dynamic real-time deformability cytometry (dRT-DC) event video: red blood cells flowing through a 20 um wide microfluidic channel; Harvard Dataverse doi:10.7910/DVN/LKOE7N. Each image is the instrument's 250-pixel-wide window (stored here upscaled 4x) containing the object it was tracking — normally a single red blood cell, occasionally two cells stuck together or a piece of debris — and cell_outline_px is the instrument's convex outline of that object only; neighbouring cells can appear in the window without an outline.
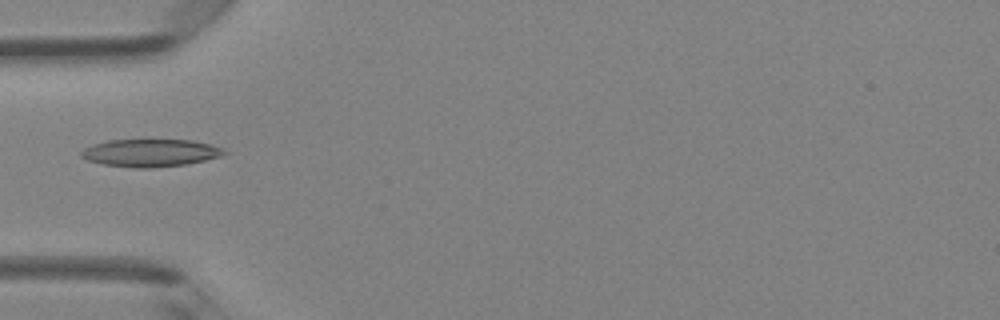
{"species": "Egyptian fruit bat (a non-hibernating species)", "species_latin": "Rousettus aegyptiacus", "temperature_condition": "room temperature", "stored_images_in_passage": 4, "camera_frame_rate_fps": 3000, "um_per_image_px": 0.085, "animal": {"sex": "female"}, "frame": {"image": 1, "passage_image": 4, "time_ms": 1.0, "image_size_px": [1000, 320], "cell_outline_px": [[232, 152], [224, 156], [188, 164], [152, 168], [136, 168], [104, 164], [88, 160], [80, 156], [80, 152], [84, 148], [92, 144], [108, 140], [192, 140], [224, 148]], "centroid_in_image_um": [12.85, 12.99], "position_along_channel_um": 72.1, "area_um2": 23.24}}